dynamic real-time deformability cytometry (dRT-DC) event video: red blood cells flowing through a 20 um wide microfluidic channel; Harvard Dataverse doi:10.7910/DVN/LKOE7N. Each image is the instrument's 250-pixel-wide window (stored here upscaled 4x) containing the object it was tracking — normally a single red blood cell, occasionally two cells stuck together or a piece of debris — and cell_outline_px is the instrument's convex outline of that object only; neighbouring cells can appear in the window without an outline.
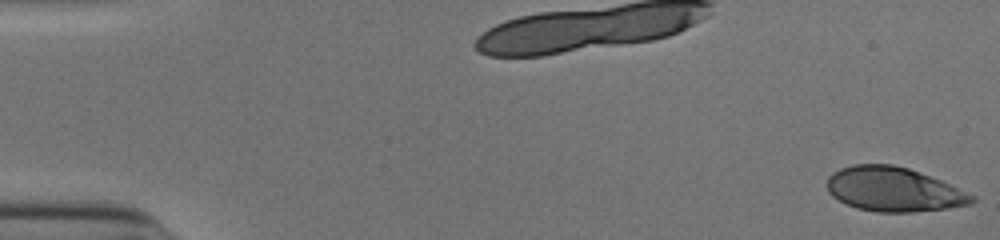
{"species": "human", "species_latin": "Homo sapiens", "temperature_condition": "cold", "stored_images_in_passage": 53, "camera_frame_rate_fps": 3000, "um_per_image_px": 0.085, "donor": {"sex": "male"}, "frame": {"image": 1, "passage_image": 1, "time_ms": 0.0, "image_size_px": [1000, 240], "cell_outline_px": [[976, 200], [972, 204], [948, 208], [912, 212], [876, 212], [856, 208], [832, 196], [828, 192], [828, 176], [832, 172], [840, 168], [852, 164], [892, 164], [908, 168], [920, 172], [940, 180], [976, 196]], "centroid_in_image_um": [75.96, 16.09], "position_along_channel_um": 9.0, "area_um2": 37.4}}
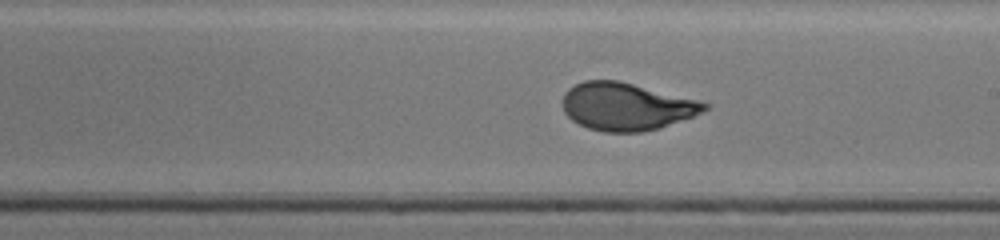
{"frame": {"image": 2, "passage_image": 31, "time_ms": 10.0, "image_size_px": [1000, 240], "cell_outline_px": [[712, 104], [708, 108], [692, 116], [660, 128], [640, 132], [604, 132], [588, 128], [572, 120], [564, 112], [564, 92], [568, 88], [584, 80], [616, 80]], "centroid_in_image_um": [53.21, 9.06], "position_along_channel_um": 235.8, "area_um2": 38.78}}
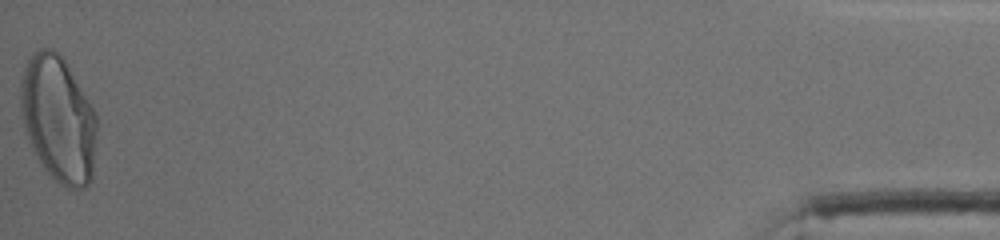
{"frame": {"image": 3, "passage_image": 53, "time_ms": 17.333, "image_size_px": [1000, 240], "cell_outline_px": [[96, 132], [92, 180], [84, 188], [72, 192], [60, 184], [44, 168], [32, 152], [24, 132], [20, 108], [20, 80], [24, 68], [28, 60], [40, 48], [52, 48], [60, 52], [68, 64], [92, 104], [96, 112]], "centroid_in_image_um": [4.95, 10.13], "position_along_channel_um": 430.3, "area_um2": 57.05}, "authors_computed_cell_mechanics": {"area_um2": 39.3618, "velocity_mm_per_s": 3.9014, "shape_relaxation_time_tau1_ms": 6.0629, "shape_relaxation_time_tau2_ms": null, "deformation_change_tau1": 0.2418, "deformation_change_tau2": null}}